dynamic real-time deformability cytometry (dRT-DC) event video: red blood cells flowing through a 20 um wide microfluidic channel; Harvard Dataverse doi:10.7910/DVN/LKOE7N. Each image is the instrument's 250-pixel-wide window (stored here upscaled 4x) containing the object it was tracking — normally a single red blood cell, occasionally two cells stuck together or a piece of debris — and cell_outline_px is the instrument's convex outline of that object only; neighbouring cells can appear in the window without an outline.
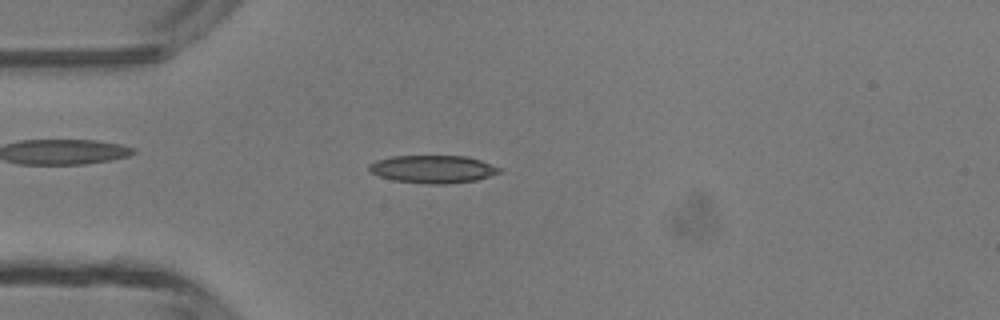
{"species": "common noctule bat (a hibernating species)", "species_latin": "Nyctalus noctula", "temperature_condition": "room temperature", "stored_images_in_passage": 43, "camera_frame_rate_fps": 3000, "um_per_image_px": 0.085, "animal": {"sex": "male", "body_mass_g": 13.3}, "frame": {"image": 1, "passage_image": 9, "time_ms": 2.667, "image_size_px": [1000, 320], "cell_outline_px": [[500, 172], [476, 180], [444, 184], [428, 184], [392, 180], [380, 176], [372, 172], [368, 168], [368, 164], [376, 160], [392, 156], [468, 156], [480, 160], [500, 168]], "centroid_in_image_um": [36.76, 14.37], "position_along_channel_um": 48.2, "area_um2": 20.92}}
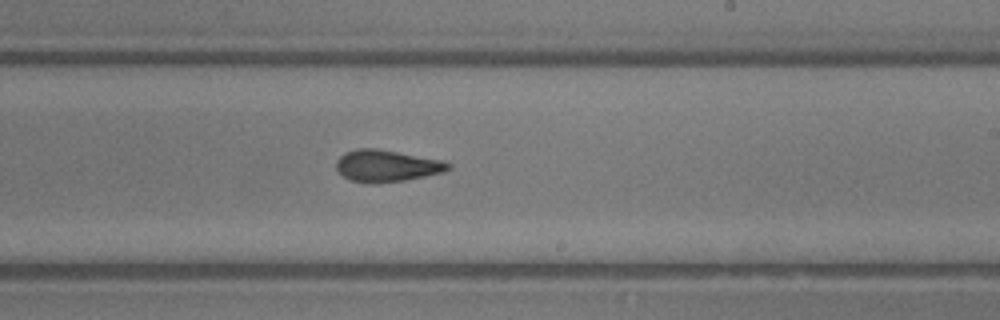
{"frame": {"image": 2, "passage_image": 24, "time_ms": 7.667, "image_size_px": [1000, 320], "cell_outline_px": [[452, 168], [444, 172], [404, 180], [376, 184], [368, 184], [352, 180], [344, 176], [336, 168], [336, 160], [344, 152], [356, 148], [376, 148], [444, 160], [452, 164]], "centroid_in_image_um": [32.88, 14.09], "position_along_channel_um": 256.1, "area_um2": 20.98}}
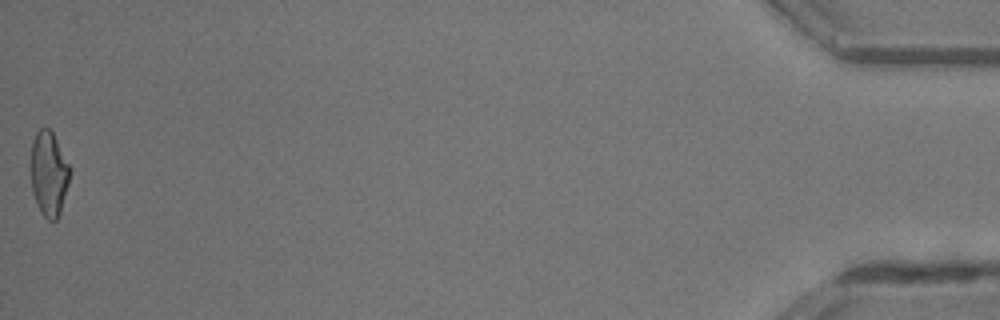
{"frame": {"image": 3, "passage_image": 43, "time_ms": 14.0, "image_size_px": [1000, 320], "cell_outline_px": [[72, 168], [68, 184], [60, 212], [56, 220], [48, 220], [40, 212], [32, 192], [28, 168], [32, 140], [36, 132], [40, 128], [48, 128], [52, 132]], "centroid_in_image_um": [4.11, 14.74], "position_along_channel_um": 431.1, "area_um2": 19.88}, "authors_computed_cell_mechanics": {"area_um2": 20.1722, "velocity_mm_per_s": 4.4128, "shape_relaxation_time_tau1_ms": 5.2985, "shape_relaxation_time_tau2_ms": 2.3032, "deformation_change_tau1": 0.1981, "deformation_change_tau2": 0.1199}}